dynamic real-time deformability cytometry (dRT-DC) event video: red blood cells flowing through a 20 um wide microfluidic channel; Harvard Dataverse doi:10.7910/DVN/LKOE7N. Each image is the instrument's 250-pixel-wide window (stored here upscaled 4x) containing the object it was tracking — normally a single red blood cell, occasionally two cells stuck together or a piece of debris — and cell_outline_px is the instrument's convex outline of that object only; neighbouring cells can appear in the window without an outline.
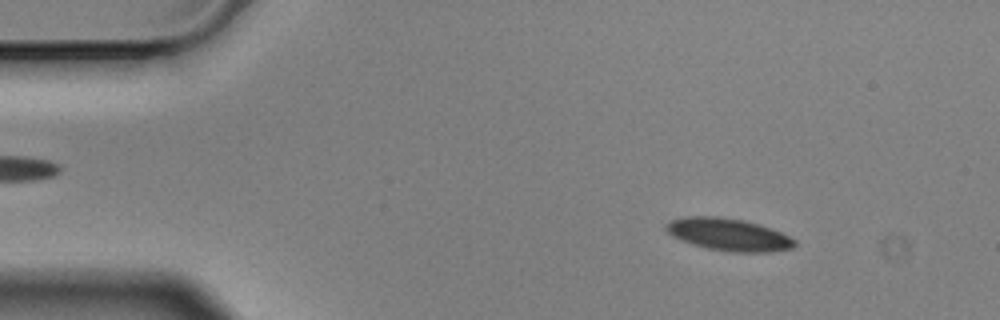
{"species": "Egyptian fruit bat (a non-hibernating species)", "species_latin": "Rousettus aegyptiacus", "temperature_condition": "cold", "stored_images_in_passage": 26, "camera_frame_rate_fps": 3000, "um_per_image_px": 0.085, "animal": {"sex": "male"}, "frame": {"image": 1, "passage_image": 7, "time_ms": 2.0, "image_size_px": [1000, 320], "cell_outline_px": [[788, 244], [720, 244], [692, 236], [680, 232], [676, 228], [676, 224], [696, 220], [716, 220], [740, 224], [756, 228], [780, 236], [788, 240]], "centroid_in_image_um": [61.94, 19.8], "position_along_channel_um": 23.1, "area_um2": 12.89}}